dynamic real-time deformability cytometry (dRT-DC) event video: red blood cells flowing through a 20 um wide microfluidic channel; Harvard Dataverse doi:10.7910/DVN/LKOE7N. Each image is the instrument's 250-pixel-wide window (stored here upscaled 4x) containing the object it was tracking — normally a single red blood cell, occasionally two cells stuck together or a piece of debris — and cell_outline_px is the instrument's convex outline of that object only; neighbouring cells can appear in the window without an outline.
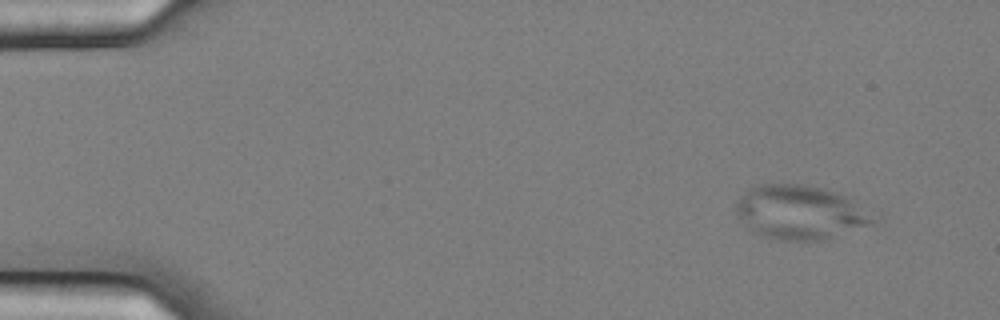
{"species": "common noctule bat (a hibernating species)", "species_latin": "Nyctalus noctula", "temperature_condition": "cold", "stored_images_in_passage": 3, "camera_frame_rate_fps": 3000, "um_per_image_px": 0.085, "animal": {"sex": "female", "body_mass_g": 25.1}, "frame": {"image": 1, "passage_image": 1, "time_ms": 0.0, "image_size_px": [1000, 320], "cell_outline_px": [[872, 224], [820, 240], [776, 240], [752, 232], [736, 216], [736, 204], [740, 196], [748, 188], [760, 184], [804, 184], [820, 188], [844, 196], [872, 220]], "centroid_in_image_um": [67.82, 18.05], "position_along_channel_um": 17.2, "area_um2": 41.91}}